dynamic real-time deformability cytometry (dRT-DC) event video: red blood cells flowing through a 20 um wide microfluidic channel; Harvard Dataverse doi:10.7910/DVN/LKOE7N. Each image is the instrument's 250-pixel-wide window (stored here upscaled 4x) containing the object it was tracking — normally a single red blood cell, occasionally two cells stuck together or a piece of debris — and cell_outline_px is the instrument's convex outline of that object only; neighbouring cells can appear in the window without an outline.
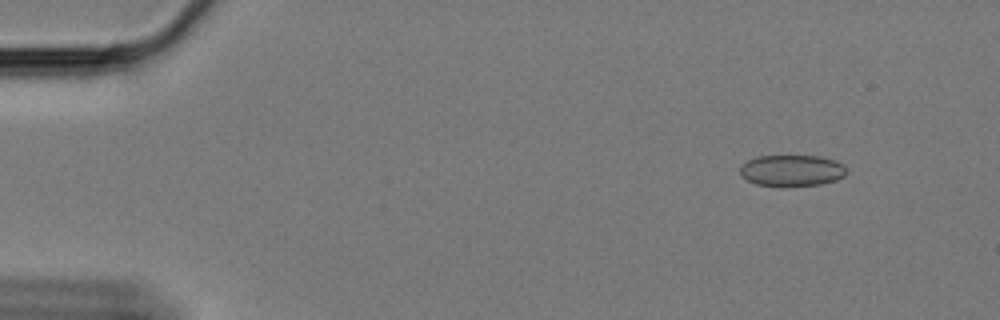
{"species": "Egyptian fruit bat (a non-hibernating species)", "species_latin": "Rousettus aegyptiacus", "temperature_condition": "cold", "stored_images_in_passage": 55, "camera_frame_rate_fps": 3000, "um_per_image_px": 0.085, "animal": {"sex": "female"}, "frame": {"image": 1, "passage_image": 1, "time_ms": 0.0, "image_size_px": [1000, 320], "cell_outline_px": [[844, 176], [836, 180], [820, 184], [784, 188], [780, 188], [756, 184], [748, 180], [740, 172], [740, 168], [748, 160], [756, 156], [816, 156], [836, 160], [844, 164]], "centroid_in_image_um": [67.3, 14.52], "position_along_channel_um": 17.7, "area_um2": 19.65}}
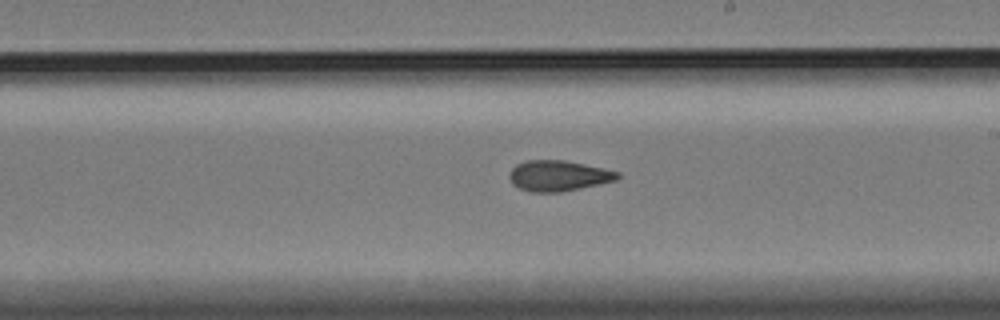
{"frame": {"image": 2, "passage_image": 30, "time_ms": 9.667, "image_size_px": [1000, 320], "cell_outline_px": [[620, 176], [616, 180], [580, 188], [560, 192], [532, 192], [520, 188], [512, 184], [508, 176], [512, 168], [516, 164], [528, 160], [564, 160], [604, 168], [620, 172]], "centroid_in_image_um": [47.45, 14.93], "position_along_channel_um": 241.5, "area_um2": 19.25}}
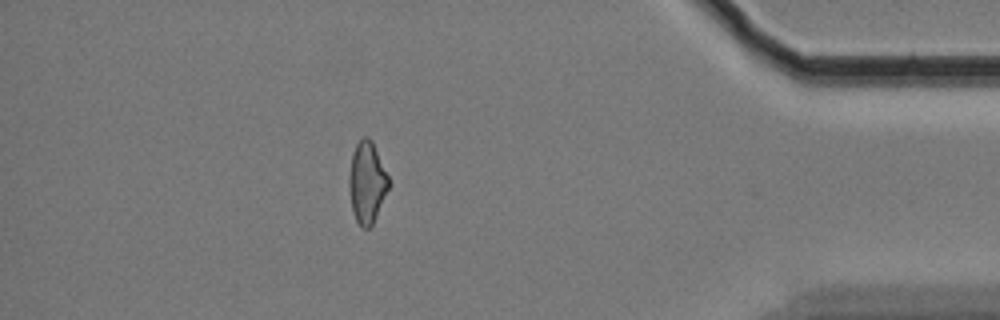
{"frame": {"image": 3, "passage_image": 48, "time_ms": 15.667, "image_size_px": [1000, 320], "cell_outline_px": [[388, 188], [372, 224], [368, 228], [360, 228], [356, 220], [352, 208], [348, 184], [348, 180], [352, 152], [356, 144], [364, 136], [368, 136], [372, 140], [388, 176]], "centroid_in_image_um": [31.16, 15.48], "position_along_channel_um": 404.0, "area_um2": 18.5}, "authors_computed_cell_mechanics": {"area_um2": 19.4786, "velocity_mm_per_s": 3.3399, "shape_relaxation_time_tau1_ms": null, "shape_relaxation_time_tau2_ms": 2.8108, "deformation_change_tau1": null, "deformation_change_tau2": 0.0854}}